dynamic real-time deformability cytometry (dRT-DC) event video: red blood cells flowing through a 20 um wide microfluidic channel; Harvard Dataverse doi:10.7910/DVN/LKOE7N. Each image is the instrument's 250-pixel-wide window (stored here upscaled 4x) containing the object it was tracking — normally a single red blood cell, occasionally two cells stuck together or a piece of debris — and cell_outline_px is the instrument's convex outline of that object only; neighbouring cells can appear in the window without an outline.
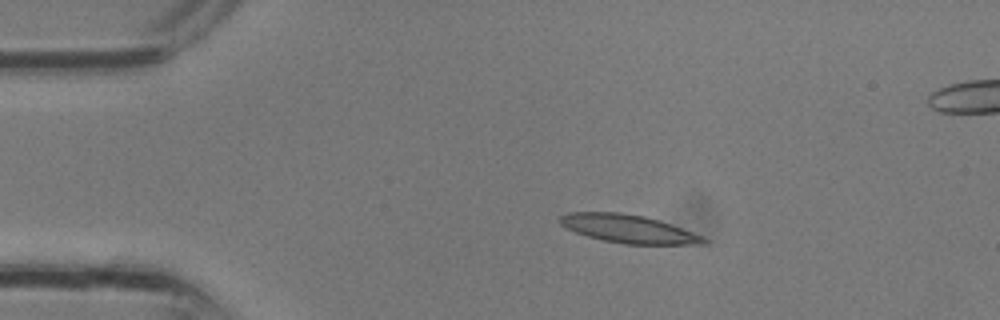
{"species": "common noctule bat (a hibernating species)", "species_latin": "Nyctalus noctula", "temperature_condition": "room temperature", "stored_images_in_passage": 2, "camera_frame_rate_fps": 3000, "um_per_image_px": 0.085, "animal": {"sex": "male", "body_mass_g": 13.3}, "frame": {"image": 1, "passage_image": 1, "time_ms": 0.0, "image_size_px": [1000, 320], "cell_outline_px": [[708, 244], [624, 244], [604, 240], [588, 236], [564, 228], [560, 224], [560, 216], [568, 212], [616, 212], [644, 216], [704, 236], [708, 240]], "centroid_in_image_um": [53.39, 19.45], "position_along_channel_um": 31.6, "area_um2": 23.29}}
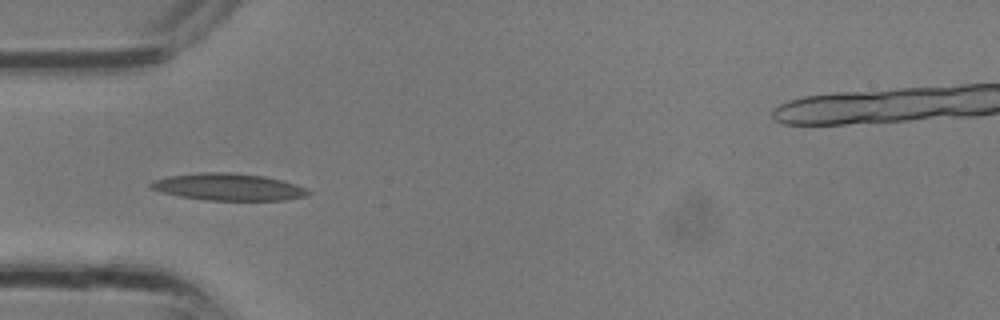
{"frame": {"image": 2, "passage_image": 2, "time_ms": 0.333, "image_size_px": [1000, 320], "cell_outline_px": [[312, 192], [308, 196], [284, 200], [204, 200], [180, 196], [164, 192], [152, 188], [148, 184], [156, 180], [168, 176], [200, 172], [232, 172], [264, 176], [284, 180], [308, 188]], "centroid_in_image_um": [19.5, 15.89], "position_along_channel_um": 65.5, "area_um2": 24.85}}